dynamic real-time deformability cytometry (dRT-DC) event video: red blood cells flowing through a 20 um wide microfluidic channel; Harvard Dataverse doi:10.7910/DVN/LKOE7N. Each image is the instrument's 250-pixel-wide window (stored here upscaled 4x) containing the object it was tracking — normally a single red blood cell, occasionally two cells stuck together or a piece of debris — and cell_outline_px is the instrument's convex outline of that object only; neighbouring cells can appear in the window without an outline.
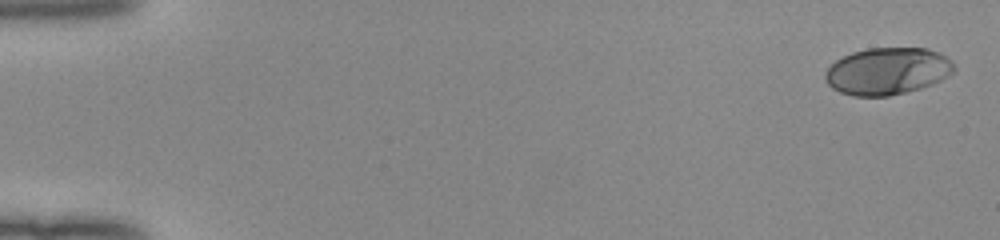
{"species": "human", "species_latin": "Homo sapiens", "temperature_condition": "room temperature", "stored_images_in_passage": 51, "camera_frame_rate_fps": 3000, "um_per_image_px": 0.085, "donor": {"sex": "female"}, "frame": {"image": 1, "passage_image": 1, "time_ms": 0.0, "image_size_px": [1000, 240], "cell_outline_px": [[956, 68], [948, 76], [932, 84], [920, 88], [888, 96], [852, 96], [840, 92], [832, 88], [824, 80], [824, 72], [836, 60], [852, 52], [868, 48], [928, 48], [940, 52], [952, 60]], "centroid_in_image_um": [75.43, 6.04], "position_along_channel_um": 9.6, "area_um2": 35.49}}
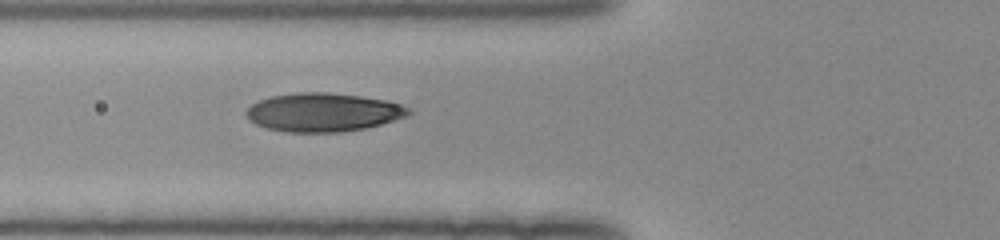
{"frame": {"image": 2, "passage_image": 20, "time_ms": 6.333, "image_size_px": [1000, 240], "cell_outline_px": [[412, 112], [408, 116], [380, 124], [364, 128], [340, 132], [288, 132], [264, 128], [248, 120], [244, 112], [252, 104], [260, 100], [272, 96], [300, 92], [324, 92], [360, 96], [388, 100], [400, 104], [408, 108]], "centroid_in_image_um": [27.45, 9.55], "position_along_channel_um": 98.4, "area_um2": 36.47}}
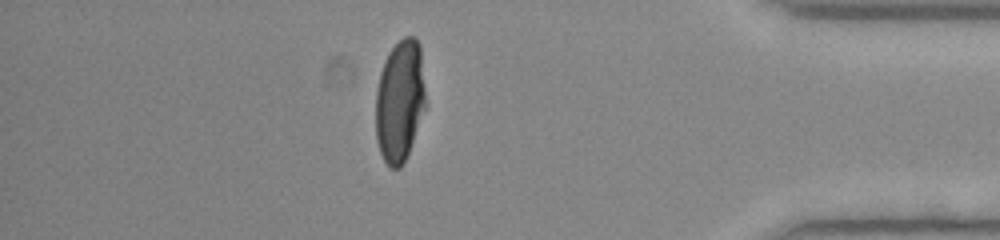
{"frame": {"image": 3, "passage_image": 45, "time_ms": 14.667, "image_size_px": [1000, 240], "cell_outline_px": [[428, 108], [408, 152], [400, 168], [392, 168], [384, 160], [380, 152], [376, 140], [376, 88], [380, 72], [388, 52], [404, 36], [416, 36], [420, 44], [428, 104]], "centroid_in_image_um": [34.03, 8.55], "position_along_channel_um": 401.2, "area_um2": 36.41}, "authors_computed_cell_mechanics": {"area_um2": 36.125, "velocity_mm_per_s": 4.0231, "shape_relaxation_time_tau1_ms": 5.3118, "shape_relaxation_time_tau2_ms": null, "deformation_change_tau1": 0.2373, "deformation_change_tau2": null}}